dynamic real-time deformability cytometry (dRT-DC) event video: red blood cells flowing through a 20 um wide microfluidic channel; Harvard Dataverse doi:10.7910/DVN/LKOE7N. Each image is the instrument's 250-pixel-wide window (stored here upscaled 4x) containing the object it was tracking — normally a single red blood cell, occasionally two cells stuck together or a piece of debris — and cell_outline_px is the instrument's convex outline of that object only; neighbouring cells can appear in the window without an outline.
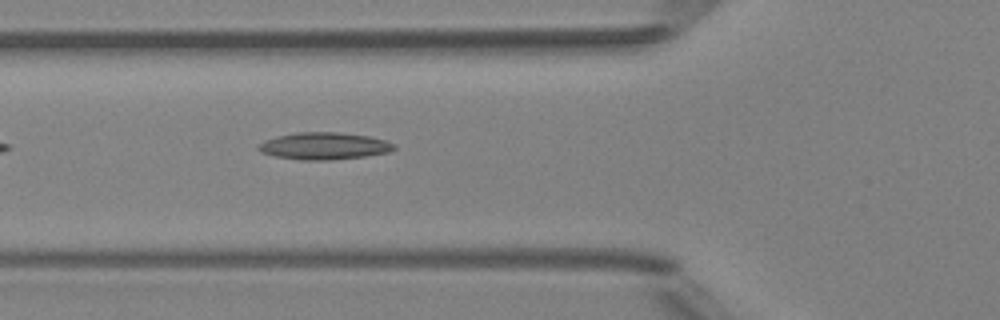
{"species": "Egyptian fruit bat (a non-hibernating species)", "species_latin": "Rousettus aegyptiacus", "temperature_condition": "room temperature", "stored_images_in_passage": 5, "camera_frame_rate_fps": 3000, "um_per_image_px": 0.085, "animal": {"sex": "female"}, "frame": {"image": 1, "passage_image": 5, "time_ms": 5.333, "image_size_px": [1000, 320], "cell_outline_px": [[396, 148], [388, 152], [364, 156], [332, 160], [300, 160], [276, 156], [260, 152], [256, 148], [260, 144], [276, 136], [296, 132], [336, 132], [368, 136], [384, 140], [396, 144]], "centroid_in_image_um": [27.55, 12.41], "position_along_channel_um": 98.2, "area_um2": 21.27}}